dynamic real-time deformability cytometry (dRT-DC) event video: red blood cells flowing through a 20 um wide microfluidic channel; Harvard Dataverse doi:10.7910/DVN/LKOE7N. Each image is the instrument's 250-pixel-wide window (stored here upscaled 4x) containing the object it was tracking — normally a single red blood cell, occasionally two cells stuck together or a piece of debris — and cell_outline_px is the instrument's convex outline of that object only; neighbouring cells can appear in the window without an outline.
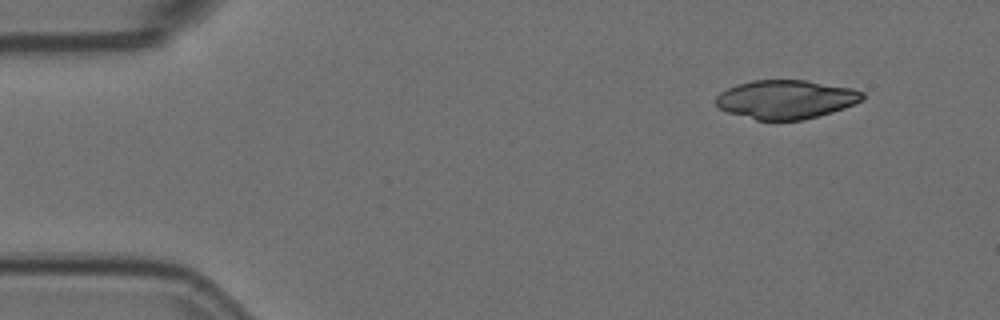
{"species": "Egyptian fruit bat (a non-hibernating species)", "species_latin": "Rousettus aegyptiacus", "temperature_condition": "room temperature", "stored_images_in_passage": 4, "camera_frame_rate_fps": 3000, "um_per_image_px": 0.085, "animal": {"sex": "female"}, "frame": {"image": 1, "passage_image": 1, "time_ms": 0.0, "image_size_px": [1000, 320], "cell_outline_px": [[864, 100], [844, 108], [832, 112], [804, 120], [756, 120], [728, 112], [720, 108], [716, 104], [716, 96], [720, 92], [736, 84], [752, 80], [808, 80], [852, 88], [864, 92]], "centroid_in_image_um": [66.82, 8.44], "position_along_channel_um": 18.2, "area_um2": 33.29}}